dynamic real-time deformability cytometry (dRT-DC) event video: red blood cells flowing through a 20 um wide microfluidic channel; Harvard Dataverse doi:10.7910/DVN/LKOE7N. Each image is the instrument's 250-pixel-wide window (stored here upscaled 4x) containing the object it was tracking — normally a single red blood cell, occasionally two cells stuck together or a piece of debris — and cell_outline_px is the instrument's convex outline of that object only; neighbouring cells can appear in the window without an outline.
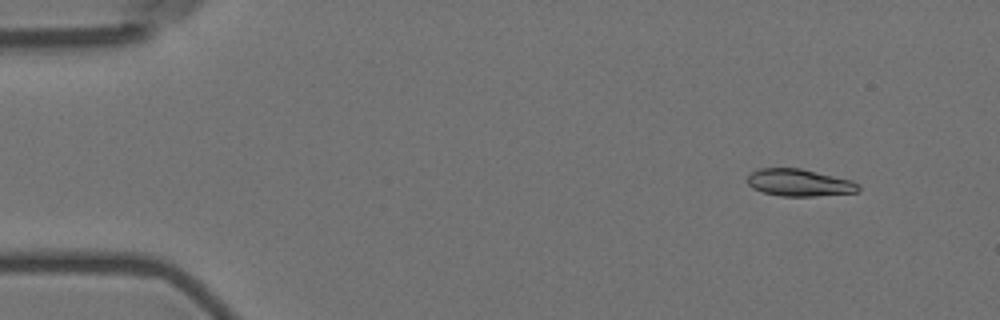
{"species": "Egyptian fruit bat (a non-hibernating species)", "species_latin": "Rousettus aegyptiacus", "temperature_condition": "room temperature", "stored_images_in_passage": 4, "camera_frame_rate_fps": 3000, "um_per_image_px": 0.085, "animal": {"sex": "female"}, "frame": {"image": 1, "passage_image": 1, "time_ms": 0.0, "image_size_px": [1000, 320], "cell_outline_px": [[860, 188], [856, 192], [816, 196], [780, 196], [764, 192], [752, 188], [748, 184], [748, 176], [752, 172], [760, 168], [800, 168], [852, 180], [860, 184]], "centroid_in_image_um": [67.95, 15.52], "position_along_channel_um": 17.0, "area_um2": 17.51}}